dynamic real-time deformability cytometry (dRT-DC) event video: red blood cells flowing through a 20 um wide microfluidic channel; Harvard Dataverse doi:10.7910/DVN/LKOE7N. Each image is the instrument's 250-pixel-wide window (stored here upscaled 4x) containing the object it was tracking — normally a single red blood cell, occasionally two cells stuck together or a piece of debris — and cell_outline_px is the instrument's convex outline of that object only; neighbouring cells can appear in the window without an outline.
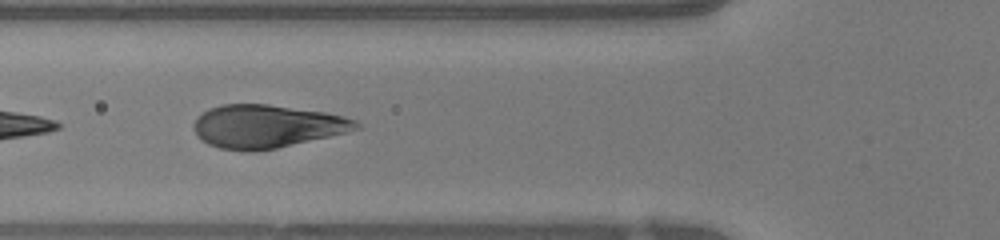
{"species": "human", "species_latin": "Homo sapiens", "temperature_condition": "warm", "stored_images_in_passage": 21, "camera_frame_rate_fps": 3000, "um_per_image_px": 0.085, "donor": {"sex": "female"}, "frame": {"image": 1, "passage_image": 4, "time_ms": 1.0, "image_size_px": [1000, 240], "cell_outline_px": [[364, 128], [348, 132], [276, 148], [252, 152], [248, 152], [220, 148], [208, 144], [200, 140], [196, 136], [192, 128], [192, 124], [208, 108], [220, 104], [268, 104], [324, 112], [344, 116], [356, 120]], "centroid_in_image_um": [22.66, 10.74], "position_along_channel_um": 103.1, "area_um2": 41.04}}
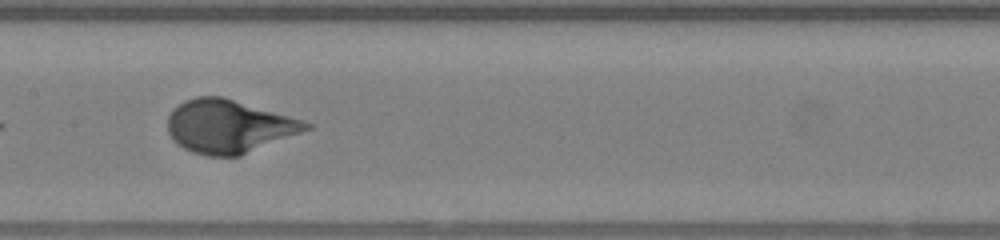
{"frame": {"image": 2, "passage_image": 10, "time_ms": 3.0, "image_size_px": [1000, 240], "cell_outline_px": [[312, 128], [240, 156], [208, 156], [192, 152], [184, 148], [168, 132], [168, 116], [184, 100], [196, 96], [220, 96], [288, 116], [312, 124]], "centroid_in_image_um": [19.44, 10.75], "position_along_channel_um": 188.0, "area_um2": 42.08}}
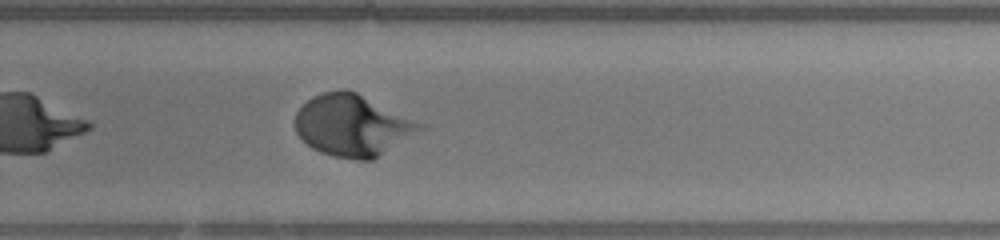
{"frame": {"image": 3, "passage_image": 18, "time_ms": 5.667, "image_size_px": [1000, 240], "cell_outline_px": [[428, 128], [372, 160], [356, 160], [332, 156], [320, 152], [312, 148], [296, 132], [296, 112], [312, 96], [324, 92], [340, 88], [348, 88], [428, 124]], "centroid_in_image_um": [30.05, 10.64], "position_along_channel_um": 299.8, "area_um2": 45.43}}